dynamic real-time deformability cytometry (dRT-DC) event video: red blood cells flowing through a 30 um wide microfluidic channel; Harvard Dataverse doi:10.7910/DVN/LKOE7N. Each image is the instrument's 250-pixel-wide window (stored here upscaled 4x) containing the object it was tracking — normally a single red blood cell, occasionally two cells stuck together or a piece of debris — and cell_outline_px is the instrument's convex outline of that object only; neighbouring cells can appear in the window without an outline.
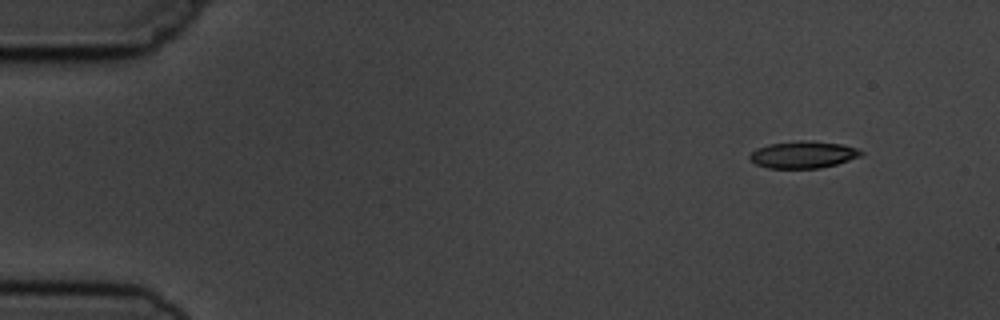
{"species": "common noctule bat (a hibernating species)", "species_latin": "Nyctalus noctula", "temperature_condition": "cold", "stored_images_in_passage": 4, "camera_frame_rate_fps": 3000, "um_per_image_px": 0.085, "animal": {"sex": "male", "body_mass_g": 19.5, "forearm_length_mm": 54.6}, "frame": {"image": 1, "passage_image": 1, "time_ms": 0.0, "image_size_px": [1000, 320], "cell_outline_px": [[864, 152], [860, 156], [836, 164], [820, 168], [768, 168], [756, 164], [748, 156], [756, 148], [768, 144], [800, 140], [804, 140], [840, 144], [856, 148]], "centroid_in_image_um": [68.24, 13.14], "position_along_channel_um": 16.8, "area_um2": 17.34}}
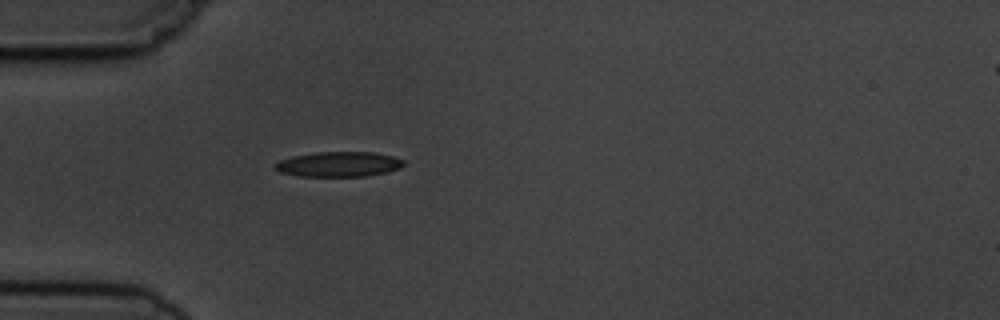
{"frame": {"image": 2, "passage_image": 4, "time_ms": 3.667, "image_size_px": [1000, 320], "cell_outline_px": [[404, 164], [400, 168], [388, 172], [364, 176], [300, 176], [280, 172], [272, 168], [272, 164], [280, 160], [292, 156], [316, 152], [376, 152], [392, 156], [404, 160]], "centroid_in_image_um": [28.76, 13.95], "position_along_channel_um": 56.2, "area_um2": 18.9}}